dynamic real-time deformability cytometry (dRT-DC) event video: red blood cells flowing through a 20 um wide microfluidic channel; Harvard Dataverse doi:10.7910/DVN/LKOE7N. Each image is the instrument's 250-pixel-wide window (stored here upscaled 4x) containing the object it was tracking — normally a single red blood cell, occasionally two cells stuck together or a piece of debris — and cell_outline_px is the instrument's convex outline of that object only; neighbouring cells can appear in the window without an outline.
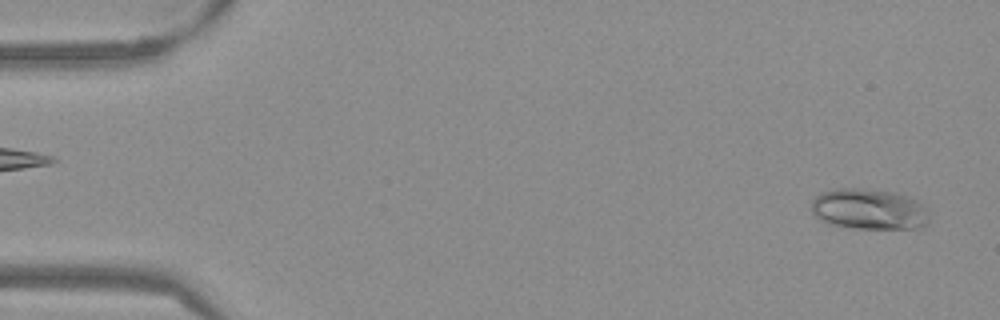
{"species": "Egyptian fruit bat (a non-hibernating species)", "species_latin": "Rousettus aegyptiacus", "temperature_condition": "warm", "stored_images_in_passage": 52, "camera_frame_rate_fps": 3000, "um_per_image_px": 0.085, "frame": {"image": 1, "passage_image": 2, "time_ms": 0.333, "image_size_px": [1000, 320], "cell_outline_px": [[928, 220], [924, 224], [912, 228], [856, 228], [828, 224], [820, 220], [812, 212], [812, 200], [820, 192], [836, 188], [860, 188], [896, 192], [920, 200], [928, 212]], "centroid_in_image_um": [73.84, 17.76], "position_along_channel_um": 11.2, "area_um2": 28.09}}
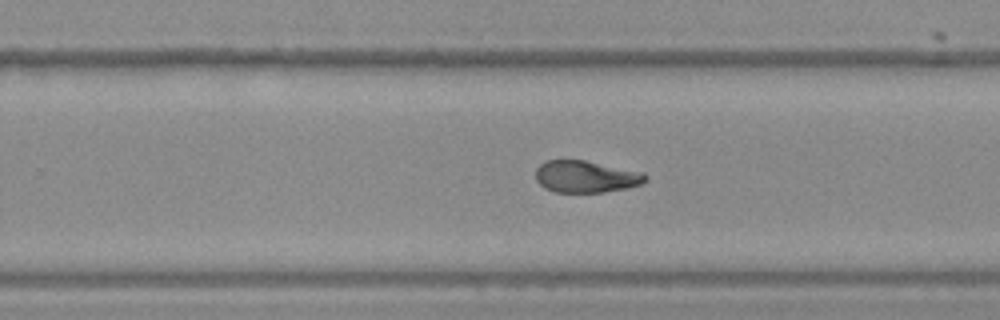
{"frame": {"image": 2, "passage_image": 33, "time_ms": 10.667, "image_size_px": [1000, 320], "cell_outline_px": [[648, 180], [640, 184], [624, 188], [604, 192], [556, 192], [544, 188], [536, 180], [536, 168], [544, 160], [584, 160], [644, 172], [648, 176]], "centroid_in_image_um": [49.79, 15.0], "position_along_channel_um": 280.0, "area_um2": 20.46}}
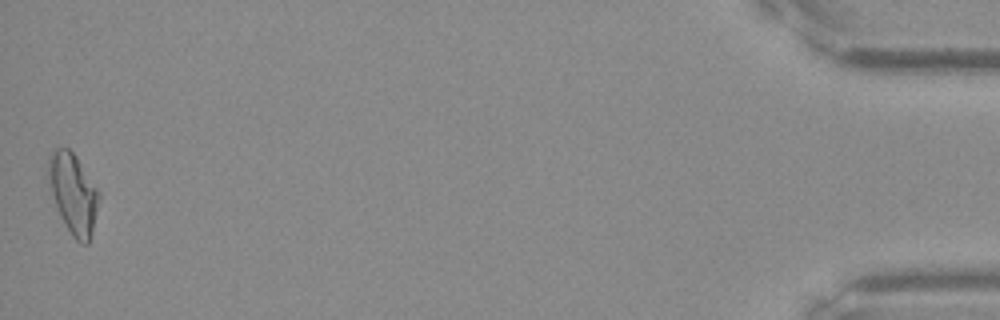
{"frame": {"image": 3, "passage_image": 52, "time_ms": 17.0, "image_size_px": [1000, 320], "cell_outline_px": [[100, 196], [92, 232], [88, 244], [80, 244], [72, 236], [60, 216], [52, 192], [48, 176], [48, 160], [52, 152], [56, 148], [68, 148], [76, 156], [100, 192]], "centroid_in_image_um": [6.24, 16.46], "position_along_channel_um": 429.0, "area_um2": 23.29}, "authors_computed_cell_mechanics": {"area_um2": 21.5305, "velocity_mm_per_s": 3.839, "shape_relaxation_time_tau1_ms": null, "shape_relaxation_time_tau2_ms": 2.5591, "deformation_change_tau1": null, "deformation_change_tau2": 0.0799}}